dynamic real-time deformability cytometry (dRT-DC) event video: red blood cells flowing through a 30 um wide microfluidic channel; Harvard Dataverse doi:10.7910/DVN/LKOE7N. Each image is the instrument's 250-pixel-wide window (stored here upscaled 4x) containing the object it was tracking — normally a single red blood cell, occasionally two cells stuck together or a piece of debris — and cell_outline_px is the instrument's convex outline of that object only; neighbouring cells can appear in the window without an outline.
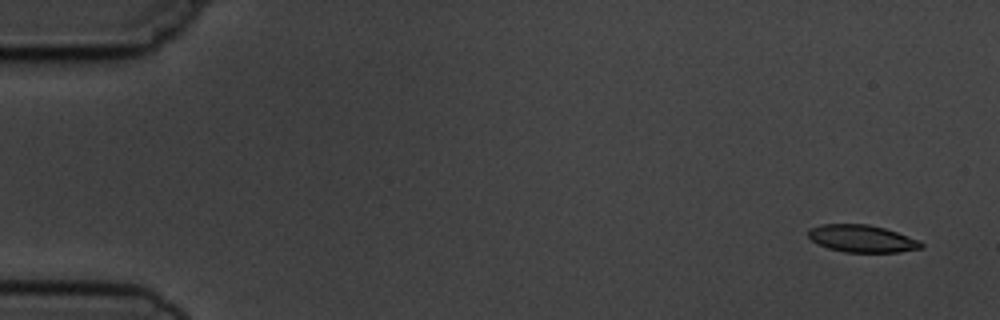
{"species": "common noctule bat (a hibernating species)", "species_latin": "Nyctalus noctula", "temperature_condition": "cold", "stored_images_in_passage": 4, "camera_frame_rate_fps": 3000, "um_per_image_px": 0.085, "animal": {"sex": "male", "body_mass_g": 19.5, "forearm_length_mm": 54.6}, "frame": {"image": 1, "passage_image": 1, "time_ms": 0.0, "image_size_px": [1000, 320], "cell_outline_px": [[924, 248], [900, 252], [844, 252], [828, 248], [816, 244], [808, 236], [808, 228], [820, 224], [868, 224], [884, 228], [920, 240], [924, 244]], "centroid_in_image_um": [73.26, 20.28], "position_along_channel_um": 11.7, "area_um2": 18.15}}
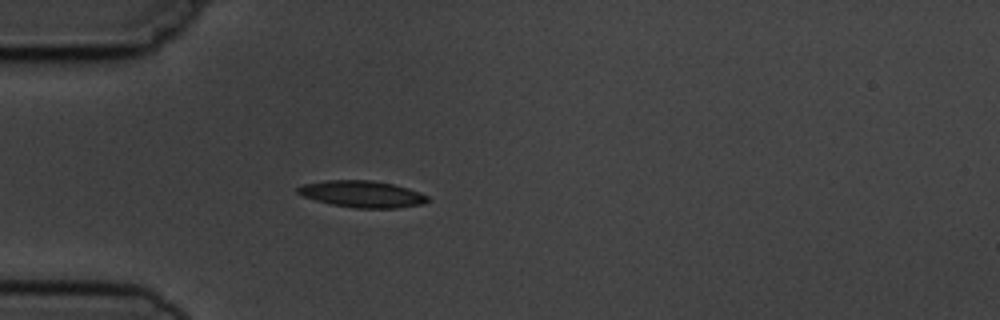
{"frame": {"image": 2, "passage_image": 4, "time_ms": 4.333, "image_size_px": [1000, 320], "cell_outline_px": [[428, 200], [424, 204], [396, 208], [352, 208], [332, 204], [316, 200], [304, 196], [296, 192], [296, 188], [304, 184], [328, 180], [372, 180], [392, 184], [408, 188], [420, 192], [428, 196]], "centroid_in_image_um": [30.8, 16.49], "position_along_channel_um": 54.2, "area_um2": 20.11}}